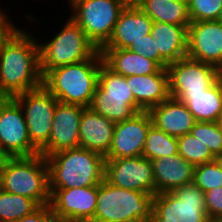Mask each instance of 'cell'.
Here are the masks:
<instances>
[{
  "label": "cell",
  "mask_w": 222,
  "mask_h": 222,
  "mask_svg": "<svg viewBox=\"0 0 222 222\" xmlns=\"http://www.w3.org/2000/svg\"><path fill=\"white\" fill-rule=\"evenodd\" d=\"M187 56L222 71V22H191L188 26Z\"/></svg>",
  "instance_id": "4fadbf2b"
},
{
  "label": "cell",
  "mask_w": 222,
  "mask_h": 222,
  "mask_svg": "<svg viewBox=\"0 0 222 222\" xmlns=\"http://www.w3.org/2000/svg\"><path fill=\"white\" fill-rule=\"evenodd\" d=\"M218 21H221L222 22V9H221V13H220V16L218 18Z\"/></svg>",
  "instance_id": "7bdbcfd3"
},
{
  "label": "cell",
  "mask_w": 222,
  "mask_h": 222,
  "mask_svg": "<svg viewBox=\"0 0 222 222\" xmlns=\"http://www.w3.org/2000/svg\"><path fill=\"white\" fill-rule=\"evenodd\" d=\"M97 88L105 97L134 98L126 77L114 73L104 63L100 66Z\"/></svg>",
  "instance_id": "f1b7e54d"
},
{
  "label": "cell",
  "mask_w": 222,
  "mask_h": 222,
  "mask_svg": "<svg viewBox=\"0 0 222 222\" xmlns=\"http://www.w3.org/2000/svg\"><path fill=\"white\" fill-rule=\"evenodd\" d=\"M42 83L37 38L16 27L0 42V98H13Z\"/></svg>",
  "instance_id": "6da1fadb"
},
{
  "label": "cell",
  "mask_w": 222,
  "mask_h": 222,
  "mask_svg": "<svg viewBox=\"0 0 222 222\" xmlns=\"http://www.w3.org/2000/svg\"><path fill=\"white\" fill-rule=\"evenodd\" d=\"M184 103L198 122H218L222 115V76L208 89L197 93H170Z\"/></svg>",
  "instance_id": "603a6c76"
},
{
  "label": "cell",
  "mask_w": 222,
  "mask_h": 222,
  "mask_svg": "<svg viewBox=\"0 0 222 222\" xmlns=\"http://www.w3.org/2000/svg\"><path fill=\"white\" fill-rule=\"evenodd\" d=\"M63 25L60 32L49 41H38L40 70L43 76L56 67L90 59L99 51L71 17L65 20Z\"/></svg>",
  "instance_id": "8992f818"
},
{
  "label": "cell",
  "mask_w": 222,
  "mask_h": 222,
  "mask_svg": "<svg viewBox=\"0 0 222 222\" xmlns=\"http://www.w3.org/2000/svg\"><path fill=\"white\" fill-rule=\"evenodd\" d=\"M127 49L148 57L159 65V50H156L155 39H153L150 33L144 36V39L138 44H132Z\"/></svg>",
  "instance_id": "e575fe53"
},
{
  "label": "cell",
  "mask_w": 222,
  "mask_h": 222,
  "mask_svg": "<svg viewBox=\"0 0 222 222\" xmlns=\"http://www.w3.org/2000/svg\"><path fill=\"white\" fill-rule=\"evenodd\" d=\"M13 99L22 108L31 143L40 150L50 138L58 100L43 85Z\"/></svg>",
  "instance_id": "9c48e42d"
},
{
  "label": "cell",
  "mask_w": 222,
  "mask_h": 222,
  "mask_svg": "<svg viewBox=\"0 0 222 222\" xmlns=\"http://www.w3.org/2000/svg\"><path fill=\"white\" fill-rule=\"evenodd\" d=\"M178 150L177 137L166 134L153 124L150 126L143 148V157L151 161L178 154Z\"/></svg>",
  "instance_id": "4316f807"
},
{
  "label": "cell",
  "mask_w": 222,
  "mask_h": 222,
  "mask_svg": "<svg viewBox=\"0 0 222 222\" xmlns=\"http://www.w3.org/2000/svg\"><path fill=\"white\" fill-rule=\"evenodd\" d=\"M191 22L218 20L222 0H188Z\"/></svg>",
  "instance_id": "d6a6232c"
},
{
  "label": "cell",
  "mask_w": 222,
  "mask_h": 222,
  "mask_svg": "<svg viewBox=\"0 0 222 222\" xmlns=\"http://www.w3.org/2000/svg\"><path fill=\"white\" fill-rule=\"evenodd\" d=\"M153 197L142 191L113 186L104 179L97 186V206L90 222H150Z\"/></svg>",
  "instance_id": "5b68a950"
},
{
  "label": "cell",
  "mask_w": 222,
  "mask_h": 222,
  "mask_svg": "<svg viewBox=\"0 0 222 222\" xmlns=\"http://www.w3.org/2000/svg\"><path fill=\"white\" fill-rule=\"evenodd\" d=\"M152 19L132 0L120 13L109 41L102 48L127 49L151 32Z\"/></svg>",
  "instance_id": "e0dca14e"
},
{
  "label": "cell",
  "mask_w": 222,
  "mask_h": 222,
  "mask_svg": "<svg viewBox=\"0 0 222 222\" xmlns=\"http://www.w3.org/2000/svg\"><path fill=\"white\" fill-rule=\"evenodd\" d=\"M0 150L4 157L39 154L29 139L22 108L13 98H0Z\"/></svg>",
  "instance_id": "30bf717a"
},
{
  "label": "cell",
  "mask_w": 222,
  "mask_h": 222,
  "mask_svg": "<svg viewBox=\"0 0 222 222\" xmlns=\"http://www.w3.org/2000/svg\"><path fill=\"white\" fill-rule=\"evenodd\" d=\"M3 158H4V156L2 155L1 150H0V161H2Z\"/></svg>",
  "instance_id": "ee69618b"
},
{
  "label": "cell",
  "mask_w": 222,
  "mask_h": 222,
  "mask_svg": "<svg viewBox=\"0 0 222 222\" xmlns=\"http://www.w3.org/2000/svg\"><path fill=\"white\" fill-rule=\"evenodd\" d=\"M152 124L148 111L138 112L132 118L115 123L112 145L105 159L142 156L146 136Z\"/></svg>",
  "instance_id": "9a60e30c"
},
{
  "label": "cell",
  "mask_w": 222,
  "mask_h": 222,
  "mask_svg": "<svg viewBox=\"0 0 222 222\" xmlns=\"http://www.w3.org/2000/svg\"><path fill=\"white\" fill-rule=\"evenodd\" d=\"M2 172H3V166H2V161H0V191L3 190Z\"/></svg>",
  "instance_id": "f35d334b"
},
{
  "label": "cell",
  "mask_w": 222,
  "mask_h": 222,
  "mask_svg": "<svg viewBox=\"0 0 222 222\" xmlns=\"http://www.w3.org/2000/svg\"><path fill=\"white\" fill-rule=\"evenodd\" d=\"M104 179L113 186L155 196L152 164L143 156L105 159Z\"/></svg>",
  "instance_id": "8fae6325"
},
{
  "label": "cell",
  "mask_w": 222,
  "mask_h": 222,
  "mask_svg": "<svg viewBox=\"0 0 222 222\" xmlns=\"http://www.w3.org/2000/svg\"><path fill=\"white\" fill-rule=\"evenodd\" d=\"M114 128V122L85 107L80 119L79 147L105 157L112 145Z\"/></svg>",
  "instance_id": "d6986e66"
},
{
  "label": "cell",
  "mask_w": 222,
  "mask_h": 222,
  "mask_svg": "<svg viewBox=\"0 0 222 222\" xmlns=\"http://www.w3.org/2000/svg\"><path fill=\"white\" fill-rule=\"evenodd\" d=\"M190 134L205 144L216 158L222 155V129L218 122H196Z\"/></svg>",
  "instance_id": "4dcf8cb0"
},
{
  "label": "cell",
  "mask_w": 222,
  "mask_h": 222,
  "mask_svg": "<svg viewBox=\"0 0 222 222\" xmlns=\"http://www.w3.org/2000/svg\"><path fill=\"white\" fill-rule=\"evenodd\" d=\"M49 168V189L98 186L104 180L105 157L76 147L45 157Z\"/></svg>",
  "instance_id": "3957f363"
},
{
  "label": "cell",
  "mask_w": 222,
  "mask_h": 222,
  "mask_svg": "<svg viewBox=\"0 0 222 222\" xmlns=\"http://www.w3.org/2000/svg\"><path fill=\"white\" fill-rule=\"evenodd\" d=\"M126 81L136 103L144 111H149L170 98L167 68H161L157 73L150 75L127 76Z\"/></svg>",
  "instance_id": "ffe728a7"
},
{
  "label": "cell",
  "mask_w": 222,
  "mask_h": 222,
  "mask_svg": "<svg viewBox=\"0 0 222 222\" xmlns=\"http://www.w3.org/2000/svg\"><path fill=\"white\" fill-rule=\"evenodd\" d=\"M208 219L222 217V187L204 193Z\"/></svg>",
  "instance_id": "836d02e7"
},
{
  "label": "cell",
  "mask_w": 222,
  "mask_h": 222,
  "mask_svg": "<svg viewBox=\"0 0 222 222\" xmlns=\"http://www.w3.org/2000/svg\"><path fill=\"white\" fill-rule=\"evenodd\" d=\"M90 108L111 122H122L144 111L134 98L105 97L98 88L92 98Z\"/></svg>",
  "instance_id": "484cf974"
},
{
  "label": "cell",
  "mask_w": 222,
  "mask_h": 222,
  "mask_svg": "<svg viewBox=\"0 0 222 222\" xmlns=\"http://www.w3.org/2000/svg\"><path fill=\"white\" fill-rule=\"evenodd\" d=\"M53 217L51 208L48 205H41L32 213L24 216L17 222H50Z\"/></svg>",
  "instance_id": "d590c367"
},
{
  "label": "cell",
  "mask_w": 222,
  "mask_h": 222,
  "mask_svg": "<svg viewBox=\"0 0 222 222\" xmlns=\"http://www.w3.org/2000/svg\"><path fill=\"white\" fill-rule=\"evenodd\" d=\"M215 160L217 161V163L219 164L220 168L222 169V155L216 157Z\"/></svg>",
  "instance_id": "ab89813d"
},
{
  "label": "cell",
  "mask_w": 222,
  "mask_h": 222,
  "mask_svg": "<svg viewBox=\"0 0 222 222\" xmlns=\"http://www.w3.org/2000/svg\"><path fill=\"white\" fill-rule=\"evenodd\" d=\"M104 64L114 73L122 76L150 75L161 67L154 61L129 49L101 48Z\"/></svg>",
  "instance_id": "cb8c5ba5"
},
{
  "label": "cell",
  "mask_w": 222,
  "mask_h": 222,
  "mask_svg": "<svg viewBox=\"0 0 222 222\" xmlns=\"http://www.w3.org/2000/svg\"><path fill=\"white\" fill-rule=\"evenodd\" d=\"M177 141L178 154L194 166L215 160L209 148L190 133L177 137Z\"/></svg>",
  "instance_id": "f546056e"
},
{
  "label": "cell",
  "mask_w": 222,
  "mask_h": 222,
  "mask_svg": "<svg viewBox=\"0 0 222 222\" xmlns=\"http://www.w3.org/2000/svg\"><path fill=\"white\" fill-rule=\"evenodd\" d=\"M148 112L153 125L174 137L190 133L197 122L184 103L171 97L152 107Z\"/></svg>",
  "instance_id": "7402d4cb"
},
{
  "label": "cell",
  "mask_w": 222,
  "mask_h": 222,
  "mask_svg": "<svg viewBox=\"0 0 222 222\" xmlns=\"http://www.w3.org/2000/svg\"><path fill=\"white\" fill-rule=\"evenodd\" d=\"M50 222H81V221L64 219V218H57V217L53 216L51 218Z\"/></svg>",
  "instance_id": "74e56055"
},
{
  "label": "cell",
  "mask_w": 222,
  "mask_h": 222,
  "mask_svg": "<svg viewBox=\"0 0 222 222\" xmlns=\"http://www.w3.org/2000/svg\"><path fill=\"white\" fill-rule=\"evenodd\" d=\"M49 190L53 216L81 222H90L94 218L97 186Z\"/></svg>",
  "instance_id": "5bb4252c"
},
{
  "label": "cell",
  "mask_w": 222,
  "mask_h": 222,
  "mask_svg": "<svg viewBox=\"0 0 222 222\" xmlns=\"http://www.w3.org/2000/svg\"><path fill=\"white\" fill-rule=\"evenodd\" d=\"M150 34L159 50L161 68L187 56L188 29L185 26L153 22Z\"/></svg>",
  "instance_id": "44dd1931"
},
{
  "label": "cell",
  "mask_w": 222,
  "mask_h": 222,
  "mask_svg": "<svg viewBox=\"0 0 222 222\" xmlns=\"http://www.w3.org/2000/svg\"><path fill=\"white\" fill-rule=\"evenodd\" d=\"M172 1L188 2V0H172Z\"/></svg>",
  "instance_id": "f6af8a7d"
},
{
  "label": "cell",
  "mask_w": 222,
  "mask_h": 222,
  "mask_svg": "<svg viewBox=\"0 0 222 222\" xmlns=\"http://www.w3.org/2000/svg\"><path fill=\"white\" fill-rule=\"evenodd\" d=\"M3 191L33 199L39 206L50 203L49 168L46 158L4 157Z\"/></svg>",
  "instance_id": "277c9868"
},
{
  "label": "cell",
  "mask_w": 222,
  "mask_h": 222,
  "mask_svg": "<svg viewBox=\"0 0 222 222\" xmlns=\"http://www.w3.org/2000/svg\"><path fill=\"white\" fill-rule=\"evenodd\" d=\"M85 107L59 102L56 105L48 142L39 150L47 157L56 152L79 147L80 119Z\"/></svg>",
  "instance_id": "2e32d148"
},
{
  "label": "cell",
  "mask_w": 222,
  "mask_h": 222,
  "mask_svg": "<svg viewBox=\"0 0 222 222\" xmlns=\"http://www.w3.org/2000/svg\"><path fill=\"white\" fill-rule=\"evenodd\" d=\"M170 93H197L211 87L221 71L210 64L186 56L167 66Z\"/></svg>",
  "instance_id": "7c38bea8"
},
{
  "label": "cell",
  "mask_w": 222,
  "mask_h": 222,
  "mask_svg": "<svg viewBox=\"0 0 222 222\" xmlns=\"http://www.w3.org/2000/svg\"><path fill=\"white\" fill-rule=\"evenodd\" d=\"M153 22L185 26L190 21L188 2L172 0H132Z\"/></svg>",
  "instance_id": "d4e9b609"
},
{
  "label": "cell",
  "mask_w": 222,
  "mask_h": 222,
  "mask_svg": "<svg viewBox=\"0 0 222 222\" xmlns=\"http://www.w3.org/2000/svg\"><path fill=\"white\" fill-rule=\"evenodd\" d=\"M131 0H68L70 16L100 50L111 38L118 17Z\"/></svg>",
  "instance_id": "52a82bcc"
},
{
  "label": "cell",
  "mask_w": 222,
  "mask_h": 222,
  "mask_svg": "<svg viewBox=\"0 0 222 222\" xmlns=\"http://www.w3.org/2000/svg\"><path fill=\"white\" fill-rule=\"evenodd\" d=\"M208 222H222V217L210 219Z\"/></svg>",
  "instance_id": "60d3db41"
},
{
  "label": "cell",
  "mask_w": 222,
  "mask_h": 222,
  "mask_svg": "<svg viewBox=\"0 0 222 222\" xmlns=\"http://www.w3.org/2000/svg\"><path fill=\"white\" fill-rule=\"evenodd\" d=\"M38 207L31 198L0 191V222H17Z\"/></svg>",
  "instance_id": "83f0119b"
},
{
  "label": "cell",
  "mask_w": 222,
  "mask_h": 222,
  "mask_svg": "<svg viewBox=\"0 0 222 222\" xmlns=\"http://www.w3.org/2000/svg\"><path fill=\"white\" fill-rule=\"evenodd\" d=\"M193 183L204 193L222 187V169L217 161L195 166Z\"/></svg>",
  "instance_id": "1f68e13d"
},
{
  "label": "cell",
  "mask_w": 222,
  "mask_h": 222,
  "mask_svg": "<svg viewBox=\"0 0 222 222\" xmlns=\"http://www.w3.org/2000/svg\"><path fill=\"white\" fill-rule=\"evenodd\" d=\"M155 181V195L173 192L194 180L195 166L179 154L151 160Z\"/></svg>",
  "instance_id": "ac0fdd59"
},
{
  "label": "cell",
  "mask_w": 222,
  "mask_h": 222,
  "mask_svg": "<svg viewBox=\"0 0 222 222\" xmlns=\"http://www.w3.org/2000/svg\"><path fill=\"white\" fill-rule=\"evenodd\" d=\"M103 63L99 50L90 59L49 70L42 85L59 102L90 107Z\"/></svg>",
  "instance_id": "7a4b0ae2"
},
{
  "label": "cell",
  "mask_w": 222,
  "mask_h": 222,
  "mask_svg": "<svg viewBox=\"0 0 222 222\" xmlns=\"http://www.w3.org/2000/svg\"><path fill=\"white\" fill-rule=\"evenodd\" d=\"M218 124H219L220 128L222 129V115L218 119Z\"/></svg>",
  "instance_id": "b9f144b4"
},
{
  "label": "cell",
  "mask_w": 222,
  "mask_h": 222,
  "mask_svg": "<svg viewBox=\"0 0 222 222\" xmlns=\"http://www.w3.org/2000/svg\"><path fill=\"white\" fill-rule=\"evenodd\" d=\"M204 192L193 182L156 194L150 222H208Z\"/></svg>",
  "instance_id": "ba28073f"
},
{
  "label": "cell",
  "mask_w": 222,
  "mask_h": 222,
  "mask_svg": "<svg viewBox=\"0 0 222 222\" xmlns=\"http://www.w3.org/2000/svg\"><path fill=\"white\" fill-rule=\"evenodd\" d=\"M0 8V41L5 39L16 27L5 12Z\"/></svg>",
  "instance_id": "8d00e7d4"
}]
</instances>
